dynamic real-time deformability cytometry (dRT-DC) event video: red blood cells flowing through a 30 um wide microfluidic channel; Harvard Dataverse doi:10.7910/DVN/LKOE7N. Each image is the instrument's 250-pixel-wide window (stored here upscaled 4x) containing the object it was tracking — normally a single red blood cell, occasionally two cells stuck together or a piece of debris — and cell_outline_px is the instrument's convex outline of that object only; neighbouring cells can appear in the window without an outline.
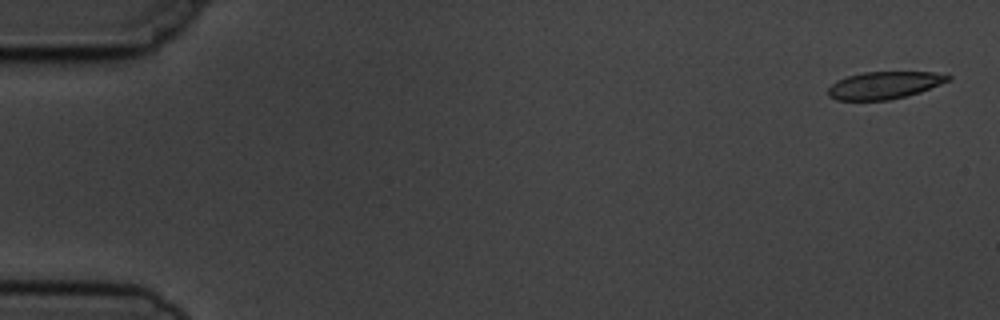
{"species": "common noctule bat (a hibernating species)", "species_latin": "Nyctalus noctula", "temperature_condition": "cold", "stored_images_in_passage": 5, "camera_frame_rate_fps": 3000, "um_per_image_px": 0.085, "animal": {"sex": "male", "body_mass_g": 19.5, "forearm_length_mm": 54.6}, "frame": {"image": 1, "passage_image": 1, "time_ms": 0.0, "image_size_px": [1000, 320], "cell_outline_px": [[952, 80], [920, 92], [888, 100], [836, 100], [828, 96], [828, 88], [836, 80], [848, 76], [864, 72], [932, 72], [952, 76]], "centroid_in_image_um": [75.16, 7.24], "position_along_channel_um": 9.8, "area_um2": 19.07}}
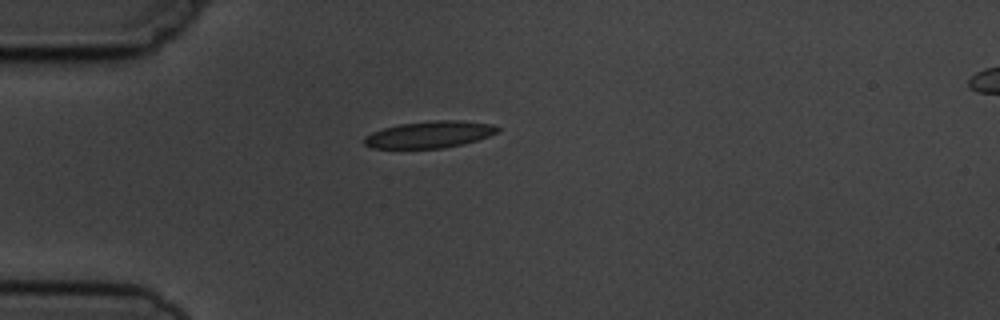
{"frame": {"image": 2, "passage_image": 4, "time_ms": 4.333, "image_size_px": [1000, 320], "cell_outline_px": [[500, 128], [496, 132], [488, 136], [464, 144], [444, 148], [372, 148], [364, 144], [364, 136], [372, 132], [384, 128], [400, 124], [436, 120], [460, 120], [492, 124]], "centroid_in_image_um": [36.5, 11.43], "position_along_channel_um": 48.5, "area_um2": 20.69}}